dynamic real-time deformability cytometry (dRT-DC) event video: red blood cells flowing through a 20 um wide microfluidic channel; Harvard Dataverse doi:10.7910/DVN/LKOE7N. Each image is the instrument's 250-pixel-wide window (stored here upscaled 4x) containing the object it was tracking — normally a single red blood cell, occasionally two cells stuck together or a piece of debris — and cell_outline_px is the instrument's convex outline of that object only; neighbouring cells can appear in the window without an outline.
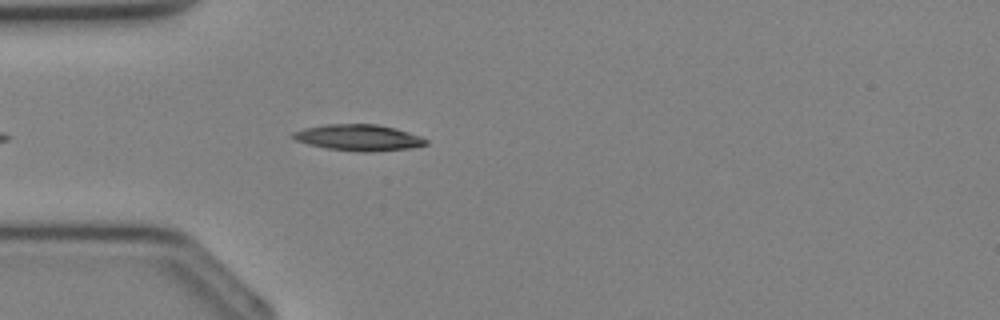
{"species": "Egyptian fruit bat (a non-hibernating species)", "species_latin": "Rousettus aegyptiacus", "temperature_condition": "cold", "stored_images_in_passage": 29, "camera_frame_rate_fps": 3000, "um_per_image_px": 0.085, "animal": {"sex": "female"}, "frame": {"image": 1, "passage_image": 4, "time_ms": 1.0, "image_size_px": [1000, 320], "cell_outline_px": [[428, 144], [412, 148], [372, 152], [360, 152], [328, 148], [308, 144], [296, 140], [288, 136], [292, 132], [304, 128], [324, 124], [376, 124], [396, 128], [420, 136], [428, 140]], "centroid_in_image_um": [30.47, 11.69], "position_along_channel_um": 54.5, "area_um2": 20.46}}
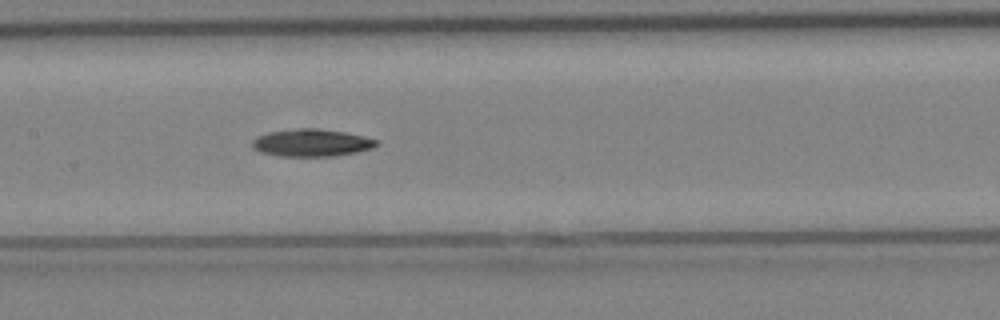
{"frame": {"image": 2, "passage_image": 11, "time_ms": 3.333, "image_size_px": [1000, 320], "cell_outline_px": [[380, 144], [372, 148], [356, 152], [336, 156], [280, 156], [260, 152], [252, 148], [252, 140], [256, 136], [268, 132], [300, 128], [316, 128], [344, 132], [380, 140]], "centroid_in_image_um": [26.48, 12.14], "position_along_channel_um": 180.9, "area_um2": 19.94}}
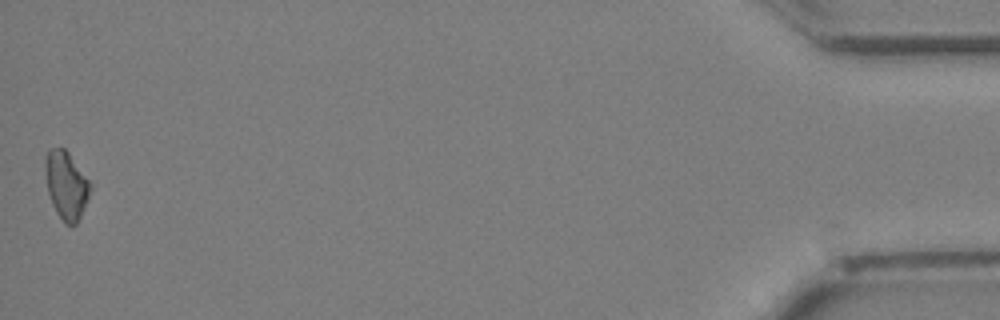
{"frame": {"image": 3, "passage_image": 29, "time_ms": 9.333, "image_size_px": [1000, 320], "cell_outline_px": [[92, 188], [80, 216], [76, 224], [72, 228], [64, 224], [56, 212], [52, 204], [48, 192], [44, 168], [44, 164], [48, 152], [52, 148], [64, 148], [68, 152], [88, 180]], "centroid_in_image_um": [5.62, 15.79], "position_along_channel_um": 429.6, "area_um2": 17.63}}